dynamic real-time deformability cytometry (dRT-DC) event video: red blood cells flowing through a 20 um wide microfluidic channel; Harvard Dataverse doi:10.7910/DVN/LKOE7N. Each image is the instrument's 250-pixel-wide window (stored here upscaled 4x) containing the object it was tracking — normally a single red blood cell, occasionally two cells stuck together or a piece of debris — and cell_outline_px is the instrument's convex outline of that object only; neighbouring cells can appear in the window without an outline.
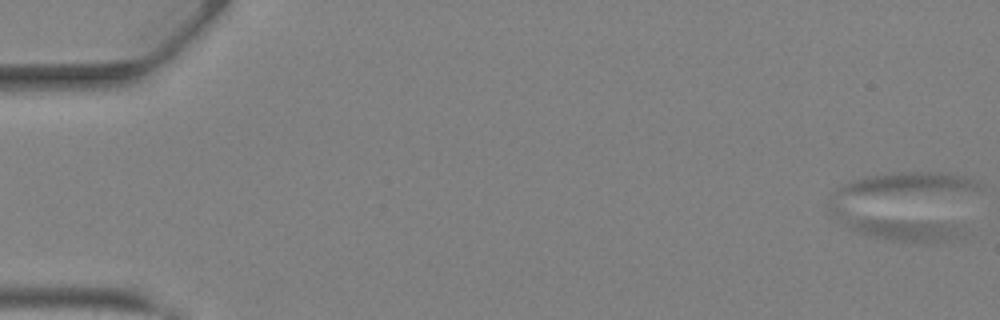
{"species": "Egyptian fruit bat (a non-hibernating species)", "species_latin": "Rousettus aegyptiacus", "temperature_condition": "warm", "stored_images_in_passage": 8, "segment_of_instrument_passage": [1, 2], "camera_frame_rate_fps": 3000, "um_per_image_px": 0.085, "animal": {"sex": "female"}, "frame": {"image": 1, "passage_image": 1, "time_ms": 0.0, "image_size_px": [1000, 320], "cell_outline_px": [[964, 240], [936, 244], [924, 244], [888, 240], [864, 236], [852, 228], [848, 224], [856, 220], [896, 220], [956, 224], [964, 232]], "centroid_in_image_um": [77.3, 19.65], "position_along_channel_um": 7.7, "area_um2": 15.14}}